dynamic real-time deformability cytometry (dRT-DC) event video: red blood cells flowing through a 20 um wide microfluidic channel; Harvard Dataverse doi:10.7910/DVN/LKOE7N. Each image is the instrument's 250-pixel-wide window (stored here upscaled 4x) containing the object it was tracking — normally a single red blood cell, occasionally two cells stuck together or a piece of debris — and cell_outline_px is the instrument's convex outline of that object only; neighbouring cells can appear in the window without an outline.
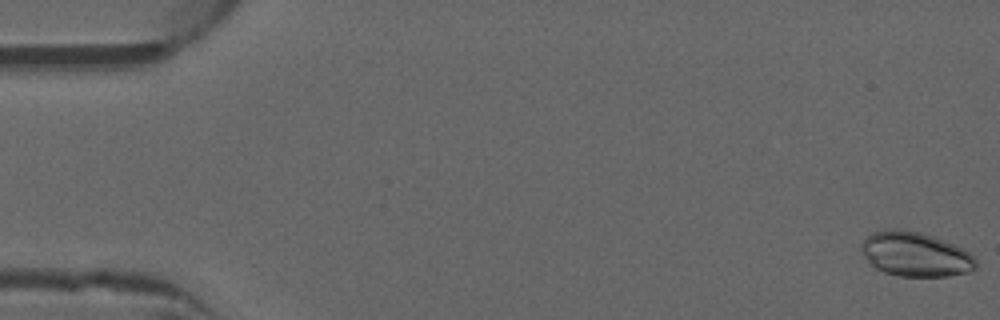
{"species": "common noctule bat (a hibernating species)", "species_latin": "Nyctalus noctula", "temperature_condition": "warm", "stored_images_in_passage": 51, "camera_frame_rate_fps": 3000, "um_per_image_px": 0.085, "animal": {"sex": "male", "forearm_length_mm": 52.5}, "frame": {"image": 1, "passage_image": 1, "time_ms": 0.0, "image_size_px": [1000, 320], "cell_outline_px": [[976, 268], [968, 272], [948, 276], [900, 276], [884, 272], [876, 268], [864, 256], [860, 248], [860, 244], [872, 232], [884, 228], [896, 228], [920, 232], [956, 244], [964, 248], [976, 260]], "centroid_in_image_um": [77.8, 21.59], "position_along_channel_um": 7.2, "area_um2": 29.82}}
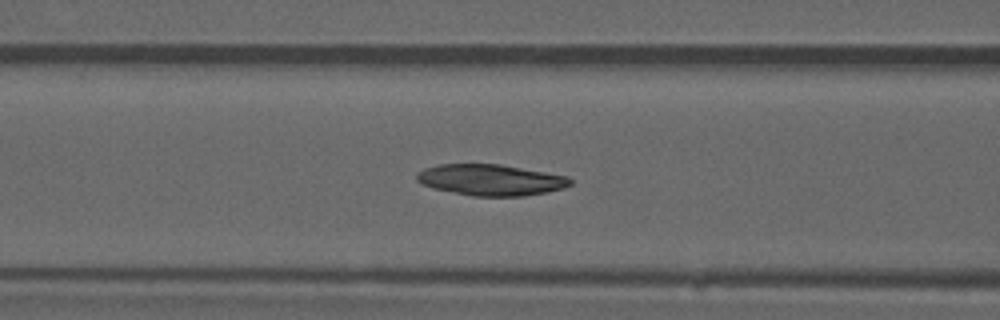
{"frame": {"image": 2, "passage_image": 21, "time_ms": 6.667, "image_size_px": [1000, 320], "cell_outline_px": [[572, 184], [564, 188], [524, 196], [472, 196], [432, 188], [420, 184], [416, 180], [416, 172], [424, 168], [436, 164], [500, 164], [568, 176], [572, 180]], "centroid_in_image_um": [41.67, 15.29], "position_along_channel_um": 124.9, "area_um2": 28.03}}
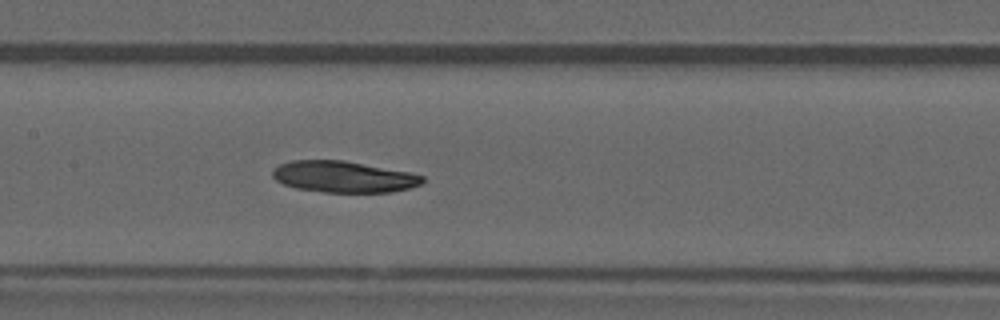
{"frame": {"image": 3, "passage_image": 25, "time_ms": 8.0, "image_size_px": [1000, 320], "cell_outline_px": [[424, 184], [392, 192], [324, 192], [296, 188], [284, 184], [276, 180], [272, 176], [272, 168], [280, 164], [292, 160], [344, 160], [412, 172], [424, 176]], "centroid_in_image_um": [29.23, 15.02], "position_along_channel_um": 178.2, "area_um2": 27.63}}